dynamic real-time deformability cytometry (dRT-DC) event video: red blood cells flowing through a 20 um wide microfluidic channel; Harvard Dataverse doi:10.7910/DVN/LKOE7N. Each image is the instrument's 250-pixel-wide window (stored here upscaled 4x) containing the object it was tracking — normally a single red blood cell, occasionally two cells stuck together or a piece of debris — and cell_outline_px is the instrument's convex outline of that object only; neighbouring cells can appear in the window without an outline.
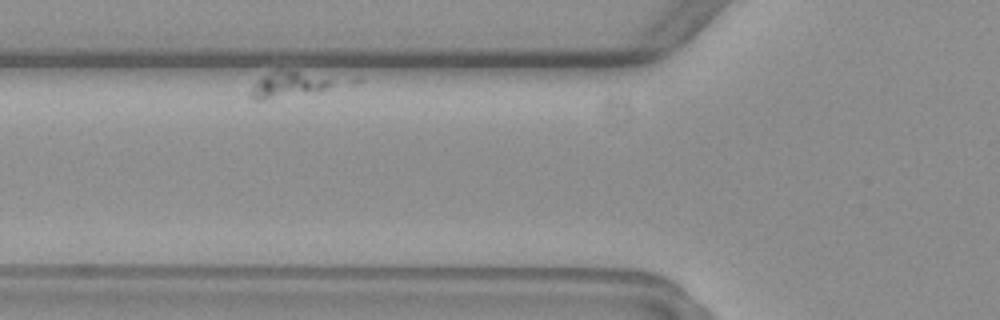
{"species": "common noctule bat (a hibernating species)", "species_latin": "Nyctalus noctula", "temperature_condition": "warm", "stored_images_in_passage": 9, "camera_frame_rate_fps": 3000, "um_per_image_px": 0.085, "animal": {"sex": "female", "body_mass_g": 19.3, "forearm_length_mm": 54.1}, "frame": {"image": 1, "passage_image": 2, "time_ms": 1.333, "image_size_px": [1000, 320], "cell_outline_px": [[332, 80], [328, 88], [264, 100], [256, 100], [252, 96], [252, 88], [260, 76], [280, 68]], "centroid_in_image_um": [24.36, 7.17], "position_along_channel_um": 101.4, "area_um2": 11.56}}
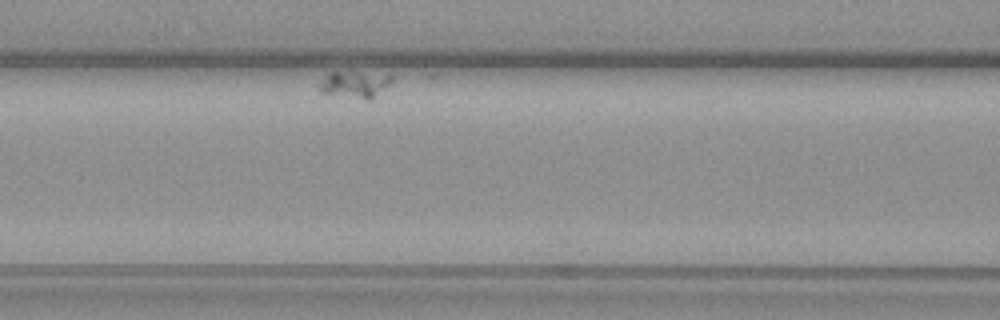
{"frame": {"image": 2, "passage_image": 3, "time_ms": 3.0, "image_size_px": [1000, 320], "cell_outline_px": [[392, 80], [372, 100], [364, 100], [320, 92], [316, 84], [324, 76], [332, 72], [356, 72], [392, 76]], "centroid_in_image_um": [30.07, 7.19], "position_along_channel_um": 136.5, "area_um2": 11.21}}